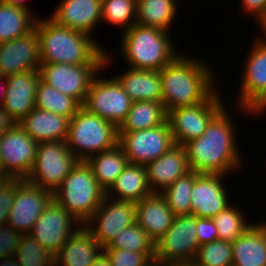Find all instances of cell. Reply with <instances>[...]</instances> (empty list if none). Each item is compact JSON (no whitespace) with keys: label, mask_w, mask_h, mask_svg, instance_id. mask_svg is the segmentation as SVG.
Wrapping results in <instances>:
<instances>
[{"label":"cell","mask_w":266,"mask_h":266,"mask_svg":"<svg viewBox=\"0 0 266 266\" xmlns=\"http://www.w3.org/2000/svg\"><path fill=\"white\" fill-rule=\"evenodd\" d=\"M176 2V0H137L136 23L169 32L177 14Z\"/></svg>","instance_id":"cell-31"},{"label":"cell","mask_w":266,"mask_h":266,"mask_svg":"<svg viewBox=\"0 0 266 266\" xmlns=\"http://www.w3.org/2000/svg\"><path fill=\"white\" fill-rule=\"evenodd\" d=\"M260 24V29L262 30L259 36V40L266 44V15L258 22Z\"/></svg>","instance_id":"cell-50"},{"label":"cell","mask_w":266,"mask_h":266,"mask_svg":"<svg viewBox=\"0 0 266 266\" xmlns=\"http://www.w3.org/2000/svg\"><path fill=\"white\" fill-rule=\"evenodd\" d=\"M249 115H257L266 111V86L265 88L245 107Z\"/></svg>","instance_id":"cell-45"},{"label":"cell","mask_w":266,"mask_h":266,"mask_svg":"<svg viewBox=\"0 0 266 266\" xmlns=\"http://www.w3.org/2000/svg\"><path fill=\"white\" fill-rule=\"evenodd\" d=\"M67 146L79 161L118 144V128L81 107L69 121Z\"/></svg>","instance_id":"cell-6"},{"label":"cell","mask_w":266,"mask_h":266,"mask_svg":"<svg viewBox=\"0 0 266 266\" xmlns=\"http://www.w3.org/2000/svg\"><path fill=\"white\" fill-rule=\"evenodd\" d=\"M115 77L132 101L162 102L161 71L129 67Z\"/></svg>","instance_id":"cell-27"},{"label":"cell","mask_w":266,"mask_h":266,"mask_svg":"<svg viewBox=\"0 0 266 266\" xmlns=\"http://www.w3.org/2000/svg\"><path fill=\"white\" fill-rule=\"evenodd\" d=\"M81 226L82 224L53 198L29 234L55 256L67 239Z\"/></svg>","instance_id":"cell-15"},{"label":"cell","mask_w":266,"mask_h":266,"mask_svg":"<svg viewBox=\"0 0 266 266\" xmlns=\"http://www.w3.org/2000/svg\"><path fill=\"white\" fill-rule=\"evenodd\" d=\"M39 80V70L6 77V83L1 89L0 106L15 123H20L35 108Z\"/></svg>","instance_id":"cell-17"},{"label":"cell","mask_w":266,"mask_h":266,"mask_svg":"<svg viewBox=\"0 0 266 266\" xmlns=\"http://www.w3.org/2000/svg\"><path fill=\"white\" fill-rule=\"evenodd\" d=\"M225 108L210 121L202 136L184 145L190 170L199 174L229 175L242 165L236 127Z\"/></svg>","instance_id":"cell-1"},{"label":"cell","mask_w":266,"mask_h":266,"mask_svg":"<svg viewBox=\"0 0 266 266\" xmlns=\"http://www.w3.org/2000/svg\"><path fill=\"white\" fill-rule=\"evenodd\" d=\"M112 57L105 53V65L40 64V79L61 93L75 98L81 105L85 102L90 84L96 74L104 71Z\"/></svg>","instance_id":"cell-10"},{"label":"cell","mask_w":266,"mask_h":266,"mask_svg":"<svg viewBox=\"0 0 266 266\" xmlns=\"http://www.w3.org/2000/svg\"><path fill=\"white\" fill-rule=\"evenodd\" d=\"M168 33L137 23L123 31L120 45L126 64L133 69L161 71L179 55Z\"/></svg>","instance_id":"cell-4"},{"label":"cell","mask_w":266,"mask_h":266,"mask_svg":"<svg viewBox=\"0 0 266 266\" xmlns=\"http://www.w3.org/2000/svg\"><path fill=\"white\" fill-rule=\"evenodd\" d=\"M105 196L106 192L86 161H78L53 192V198L82 225L90 219Z\"/></svg>","instance_id":"cell-5"},{"label":"cell","mask_w":266,"mask_h":266,"mask_svg":"<svg viewBox=\"0 0 266 266\" xmlns=\"http://www.w3.org/2000/svg\"><path fill=\"white\" fill-rule=\"evenodd\" d=\"M198 172L190 170L161 192L174 216L191 215V191Z\"/></svg>","instance_id":"cell-34"},{"label":"cell","mask_w":266,"mask_h":266,"mask_svg":"<svg viewBox=\"0 0 266 266\" xmlns=\"http://www.w3.org/2000/svg\"><path fill=\"white\" fill-rule=\"evenodd\" d=\"M135 222L136 202L105 196L101 205L83 226L104 248L116 235Z\"/></svg>","instance_id":"cell-13"},{"label":"cell","mask_w":266,"mask_h":266,"mask_svg":"<svg viewBox=\"0 0 266 266\" xmlns=\"http://www.w3.org/2000/svg\"><path fill=\"white\" fill-rule=\"evenodd\" d=\"M101 10L102 0H62L49 18L58 25L91 36L102 21Z\"/></svg>","instance_id":"cell-20"},{"label":"cell","mask_w":266,"mask_h":266,"mask_svg":"<svg viewBox=\"0 0 266 266\" xmlns=\"http://www.w3.org/2000/svg\"><path fill=\"white\" fill-rule=\"evenodd\" d=\"M104 248L142 252L146 253L153 261L155 259V242L137 222L121 231Z\"/></svg>","instance_id":"cell-35"},{"label":"cell","mask_w":266,"mask_h":266,"mask_svg":"<svg viewBox=\"0 0 266 266\" xmlns=\"http://www.w3.org/2000/svg\"><path fill=\"white\" fill-rule=\"evenodd\" d=\"M98 74L99 72L90 84L82 107L118 128L125 120L133 101L116 77L102 79Z\"/></svg>","instance_id":"cell-11"},{"label":"cell","mask_w":266,"mask_h":266,"mask_svg":"<svg viewBox=\"0 0 266 266\" xmlns=\"http://www.w3.org/2000/svg\"><path fill=\"white\" fill-rule=\"evenodd\" d=\"M247 54L239 90L237 108L246 111L245 107L265 88L266 86V44L258 37L255 39L253 47Z\"/></svg>","instance_id":"cell-22"},{"label":"cell","mask_w":266,"mask_h":266,"mask_svg":"<svg viewBox=\"0 0 266 266\" xmlns=\"http://www.w3.org/2000/svg\"><path fill=\"white\" fill-rule=\"evenodd\" d=\"M137 0H102L101 20L126 31L136 23Z\"/></svg>","instance_id":"cell-37"},{"label":"cell","mask_w":266,"mask_h":266,"mask_svg":"<svg viewBox=\"0 0 266 266\" xmlns=\"http://www.w3.org/2000/svg\"><path fill=\"white\" fill-rule=\"evenodd\" d=\"M193 262L196 266H232L231 242L217 239L200 245Z\"/></svg>","instance_id":"cell-39"},{"label":"cell","mask_w":266,"mask_h":266,"mask_svg":"<svg viewBox=\"0 0 266 266\" xmlns=\"http://www.w3.org/2000/svg\"><path fill=\"white\" fill-rule=\"evenodd\" d=\"M255 223L231 243L232 266H266V221Z\"/></svg>","instance_id":"cell-26"},{"label":"cell","mask_w":266,"mask_h":266,"mask_svg":"<svg viewBox=\"0 0 266 266\" xmlns=\"http://www.w3.org/2000/svg\"><path fill=\"white\" fill-rule=\"evenodd\" d=\"M35 107L71 119L82 105L75 98L61 93L40 79L36 90Z\"/></svg>","instance_id":"cell-33"},{"label":"cell","mask_w":266,"mask_h":266,"mask_svg":"<svg viewBox=\"0 0 266 266\" xmlns=\"http://www.w3.org/2000/svg\"><path fill=\"white\" fill-rule=\"evenodd\" d=\"M245 14H249L258 20V22L266 15V0H241Z\"/></svg>","instance_id":"cell-44"},{"label":"cell","mask_w":266,"mask_h":266,"mask_svg":"<svg viewBox=\"0 0 266 266\" xmlns=\"http://www.w3.org/2000/svg\"><path fill=\"white\" fill-rule=\"evenodd\" d=\"M218 92L216 90L205 102L167 112L174 144L184 146L190 140L202 136L210 121L224 108Z\"/></svg>","instance_id":"cell-8"},{"label":"cell","mask_w":266,"mask_h":266,"mask_svg":"<svg viewBox=\"0 0 266 266\" xmlns=\"http://www.w3.org/2000/svg\"><path fill=\"white\" fill-rule=\"evenodd\" d=\"M174 217L161 193H152L136 203V222L155 243L171 227Z\"/></svg>","instance_id":"cell-24"},{"label":"cell","mask_w":266,"mask_h":266,"mask_svg":"<svg viewBox=\"0 0 266 266\" xmlns=\"http://www.w3.org/2000/svg\"><path fill=\"white\" fill-rule=\"evenodd\" d=\"M23 179H8L0 188V227L7 225L10 208L13 205L17 187Z\"/></svg>","instance_id":"cell-41"},{"label":"cell","mask_w":266,"mask_h":266,"mask_svg":"<svg viewBox=\"0 0 266 266\" xmlns=\"http://www.w3.org/2000/svg\"><path fill=\"white\" fill-rule=\"evenodd\" d=\"M0 2L7 5L24 8L30 11L29 6L26 5L27 2L25 0H0Z\"/></svg>","instance_id":"cell-47"},{"label":"cell","mask_w":266,"mask_h":266,"mask_svg":"<svg viewBox=\"0 0 266 266\" xmlns=\"http://www.w3.org/2000/svg\"><path fill=\"white\" fill-rule=\"evenodd\" d=\"M103 247L82 225L54 256V266H92Z\"/></svg>","instance_id":"cell-23"},{"label":"cell","mask_w":266,"mask_h":266,"mask_svg":"<svg viewBox=\"0 0 266 266\" xmlns=\"http://www.w3.org/2000/svg\"><path fill=\"white\" fill-rule=\"evenodd\" d=\"M152 193L147 181L146 167L128 163L111 188L106 192V196L137 203Z\"/></svg>","instance_id":"cell-28"},{"label":"cell","mask_w":266,"mask_h":266,"mask_svg":"<svg viewBox=\"0 0 266 266\" xmlns=\"http://www.w3.org/2000/svg\"><path fill=\"white\" fill-rule=\"evenodd\" d=\"M15 122L11 119L8 113L0 106V136L7 132Z\"/></svg>","instance_id":"cell-46"},{"label":"cell","mask_w":266,"mask_h":266,"mask_svg":"<svg viewBox=\"0 0 266 266\" xmlns=\"http://www.w3.org/2000/svg\"><path fill=\"white\" fill-rule=\"evenodd\" d=\"M31 13L24 8L0 2V43L23 37L33 31L37 17Z\"/></svg>","instance_id":"cell-32"},{"label":"cell","mask_w":266,"mask_h":266,"mask_svg":"<svg viewBox=\"0 0 266 266\" xmlns=\"http://www.w3.org/2000/svg\"><path fill=\"white\" fill-rule=\"evenodd\" d=\"M34 29L39 38L40 63L105 65V48L88 34L37 18Z\"/></svg>","instance_id":"cell-3"},{"label":"cell","mask_w":266,"mask_h":266,"mask_svg":"<svg viewBox=\"0 0 266 266\" xmlns=\"http://www.w3.org/2000/svg\"><path fill=\"white\" fill-rule=\"evenodd\" d=\"M145 167L148 185L153 193H161L190 171L187 151L184 146L177 144Z\"/></svg>","instance_id":"cell-21"},{"label":"cell","mask_w":266,"mask_h":266,"mask_svg":"<svg viewBox=\"0 0 266 266\" xmlns=\"http://www.w3.org/2000/svg\"><path fill=\"white\" fill-rule=\"evenodd\" d=\"M167 121V111L162 102L133 101L118 132H132L157 127Z\"/></svg>","instance_id":"cell-29"},{"label":"cell","mask_w":266,"mask_h":266,"mask_svg":"<svg viewBox=\"0 0 266 266\" xmlns=\"http://www.w3.org/2000/svg\"><path fill=\"white\" fill-rule=\"evenodd\" d=\"M178 55L161 70L162 103L166 111L205 102L215 91V73L207 63Z\"/></svg>","instance_id":"cell-2"},{"label":"cell","mask_w":266,"mask_h":266,"mask_svg":"<svg viewBox=\"0 0 266 266\" xmlns=\"http://www.w3.org/2000/svg\"><path fill=\"white\" fill-rule=\"evenodd\" d=\"M8 179L9 178L5 174H3V172H0V188Z\"/></svg>","instance_id":"cell-51"},{"label":"cell","mask_w":266,"mask_h":266,"mask_svg":"<svg viewBox=\"0 0 266 266\" xmlns=\"http://www.w3.org/2000/svg\"><path fill=\"white\" fill-rule=\"evenodd\" d=\"M200 245L196 216H175L171 227L155 243L154 262L160 265L194 261Z\"/></svg>","instance_id":"cell-9"},{"label":"cell","mask_w":266,"mask_h":266,"mask_svg":"<svg viewBox=\"0 0 266 266\" xmlns=\"http://www.w3.org/2000/svg\"><path fill=\"white\" fill-rule=\"evenodd\" d=\"M0 172H2V156H1V152H0Z\"/></svg>","instance_id":"cell-53"},{"label":"cell","mask_w":266,"mask_h":266,"mask_svg":"<svg viewBox=\"0 0 266 266\" xmlns=\"http://www.w3.org/2000/svg\"><path fill=\"white\" fill-rule=\"evenodd\" d=\"M15 256L19 266H54V256L29 233L22 234Z\"/></svg>","instance_id":"cell-38"},{"label":"cell","mask_w":266,"mask_h":266,"mask_svg":"<svg viewBox=\"0 0 266 266\" xmlns=\"http://www.w3.org/2000/svg\"><path fill=\"white\" fill-rule=\"evenodd\" d=\"M38 143L15 123L0 136L2 172L9 179L26 180L35 161Z\"/></svg>","instance_id":"cell-14"},{"label":"cell","mask_w":266,"mask_h":266,"mask_svg":"<svg viewBox=\"0 0 266 266\" xmlns=\"http://www.w3.org/2000/svg\"><path fill=\"white\" fill-rule=\"evenodd\" d=\"M242 212L230 204L212 218L220 240L232 243L253 225Z\"/></svg>","instance_id":"cell-36"},{"label":"cell","mask_w":266,"mask_h":266,"mask_svg":"<svg viewBox=\"0 0 266 266\" xmlns=\"http://www.w3.org/2000/svg\"><path fill=\"white\" fill-rule=\"evenodd\" d=\"M0 266H19L16 256L0 257Z\"/></svg>","instance_id":"cell-48"},{"label":"cell","mask_w":266,"mask_h":266,"mask_svg":"<svg viewBox=\"0 0 266 266\" xmlns=\"http://www.w3.org/2000/svg\"><path fill=\"white\" fill-rule=\"evenodd\" d=\"M3 80V81H2ZM0 83H6V77H4V76H2V75H0ZM1 89V88H0Z\"/></svg>","instance_id":"cell-52"},{"label":"cell","mask_w":266,"mask_h":266,"mask_svg":"<svg viewBox=\"0 0 266 266\" xmlns=\"http://www.w3.org/2000/svg\"><path fill=\"white\" fill-rule=\"evenodd\" d=\"M52 199L53 192L24 180L17 187L7 225L22 234L30 233Z\"/></svg>","instance_id":"cell-16"},{"label":"cell","mask_w":266,"mask_h":266,"mask_svg":"<svg viewBox=\"0 0 266 266\" xmlns=\"http://www.w3.org/2000/svg\"><path fill=\"white\" fill-rule=\"evenodd\" d=\"M22 233L5 225L0 227V257L13 256L18 248Z\"/></svg>","instance_id":"cell-42"},{"label":"cell","mask_w":266,"mask_h":266,"mask_svg":"<svg viewBox=\"0 0 266 266\" xmlns=\"http://www.w3.org/2000/svg\"><path fill=\"white\" fill-rule=\"evenodd\" d=\"M197 240L199 245L219 239L217 229L212 218L196 217Z\"/></svg>","instance_id":"cell-43"},{"label":"cell","mask_w":266,"mask_h":266,"mask_svg":"<svg viewBox=\"0 0 266 266\" xmlns=\"http://www.w3.org/2000/svg\"><path fill=\"white\" fill-rule=\"evenodd\" d=\"M78 161L66 141L38 143L35 161L26 180L54 192Z\"/></svg>","instance_id":"cell-7"},{"label":"cell","mask_w":266,"mask_h":266,"mask_svg":"<svg viewBox=\"0 0 266 266\" xmlns=\"http://www.w3.org/2000/svg\"><path fill=\"white\" fill-rule=\"evenodd\" d=\"M68 117L34 108L18 123L37 143L66 141L69 129Z\"/></svg>","instance_id":"cell-25"},{"label":"cell","mask_w":266,"mask_h":266,"mask_svg":"<svg viewBox=\"0 0 266 266\" xmlns=\"http://www.w3.org/2000/svg\"><path fill=\"white\" fill-rule=\"evenodd\" d=\"M92 266H111L108 257L102 252Z\"/></svg>","instance_id":"cell-49"},{"label":"cell","mask_w":266,"mask_h":266,"mask_svg":"<svg viewBox=\"0 0 266 266\" xmlns=\"http://www.w3.org/2000/svg\"><path fill=\"white\" fill-rule=\"evenodd\" d=\"M118 145L124 151L129 163L146 166L175 144L166 121L151 129L118 132Z\"/></svg>","instance_id":"cell-12"},{"label":"cell","mask_w":266,"mask_h":266,"mask_svg":"<svg viewBox=\"0 0 266 266\" xmlns=\"http://www.w3.org/2000/svg\"><path fill=\"white\" fill-rule=\"evenodd\" d=\"M150 266H162V265L153 262Z\"/></svg>","instance_id":"cell-54"},{"label":"cell","mask_w":266,"mask_h":266,"mask_svg":"<svg viewBox=\"0 0 266 266\" xmlns=\"http://www.w3.org/2000/svg\"><path fill=\"white\" fill-rule=\"evenodd\" d=\"M223 174H199L191 191L192 214L213 218L229 204Z\"/></svg>","instance_id":"cell-19"},{"label":"cell","mask_w":266,"mask_h":266,"mask_svg":"<svg viewBox=\"0 0 266 266\" xmlns=\"http://www.w3.org/2000/svg\"><path fill=\"white\" fill-rule=\"evenodd\" d=\"M111 266H150L154 261L142 252H130L126 249L103 248Z\"/></svg>","instance_id":"cell-40"},{"label":"cell","mask_w":266,"mask_h":266,"mask_svg":"<svg viewBox=\"0 0 266 266\" xmlns=\"http://www.w3.org/2000/svg\"><path fill=\"white\" fill-rule=\"evenodd\" d=\"M40 64L39 38L35 29L23 37L0 43V75L7 77L39 70Z\"/></svg>","instance_id":"cell-18"},{"label":"cell","mask_w":266,"mask_h":266,"mask_svg":"<svg viewBox=\"0 0 266 266\" xmlns=\"http://www.w3.org/2000/svg\"><path fill=\"white\" fill-rule=\"evenodd\" d=\"M100 187L107 192L122 173L129 161L122 148H114L92 155L86 160Z\"/></svg>","instance_id":"cell-30"}]
</instances>
